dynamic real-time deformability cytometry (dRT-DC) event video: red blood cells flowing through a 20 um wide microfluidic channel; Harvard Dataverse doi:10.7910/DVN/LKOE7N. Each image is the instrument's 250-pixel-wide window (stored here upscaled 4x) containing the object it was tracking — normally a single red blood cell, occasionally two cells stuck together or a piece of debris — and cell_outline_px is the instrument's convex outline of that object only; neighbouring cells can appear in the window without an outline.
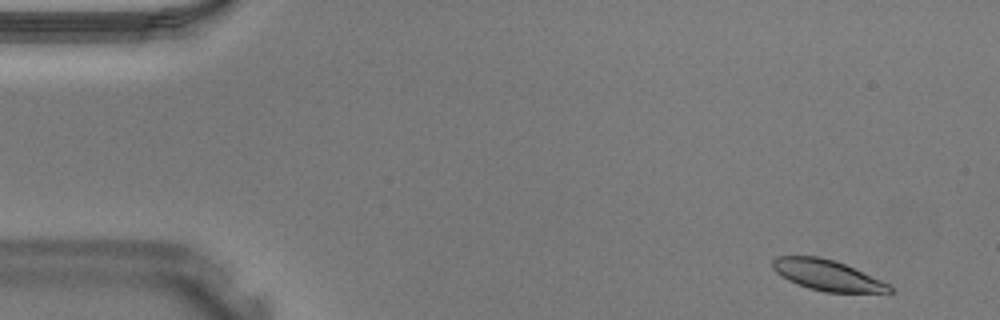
{"species": "Egyptian fruit bat (a non-hibernating species)", "species_latin": "Rousettus aegyptiacus", "temperature_condition": "warm", "stored_images_in_passage": 3, "camera_frame_rate_fps": 3000, "um_per_image_px": 0.085, "animal": {"sex": "male"}, "frame": {"image": 1, "passage_image": 1, "time_ms": 0.0, "image_size_px": [1000, 320], "cell_outline_px": [[892, 292], [824, 292], [808, 288], [796, 284], [788, 280], [776, 272], [772, 268], [772, 260], [776, 256], [820, 256], [836, 260], [880, 280], [888, 284], [892, 288]], "centroid_in_image_um": [70.26, 23.38], "position_along_channel_um": 14.7, "area_um2": 20.75}}